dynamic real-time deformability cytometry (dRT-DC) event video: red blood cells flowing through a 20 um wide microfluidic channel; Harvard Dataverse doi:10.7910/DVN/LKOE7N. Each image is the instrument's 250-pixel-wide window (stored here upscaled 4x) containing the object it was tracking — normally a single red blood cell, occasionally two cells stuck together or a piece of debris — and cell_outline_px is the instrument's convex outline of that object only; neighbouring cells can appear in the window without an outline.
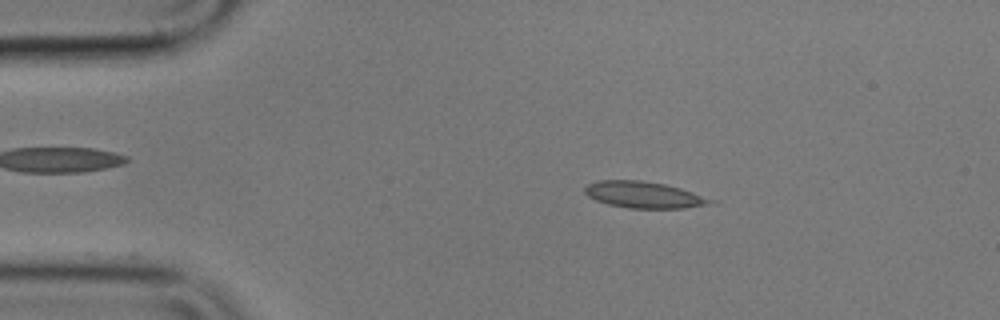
{"species": "common noctule bat (a hibernating species)", "species_latin": "Nyctalus noctula", "temperature_condition": "cold", "stored_images_in_passage": 29, "camera_frame_rate_fps": 3000, "um_per_image_px": 0.085, "animal": {"sex": "male", "body_mass_g": 17.9}, "frame": {"image": 1, "passage_image": 9, "time_ms": 2.667, "image_size_px": [1000, 320], "cell_outline_px": [[720, 200], [716, 204], [684, 208], [628, 208], [608, 204], [596, 200], [588, 196], [584, 192], [584, 188], [588, 184], [596, 180], [640, 180], [664, 184], [680, 188]], "centroid_in_image_um": [54.81, 16.56], "position_along_channel_um": 30.2, "area_um2": 19.71}}
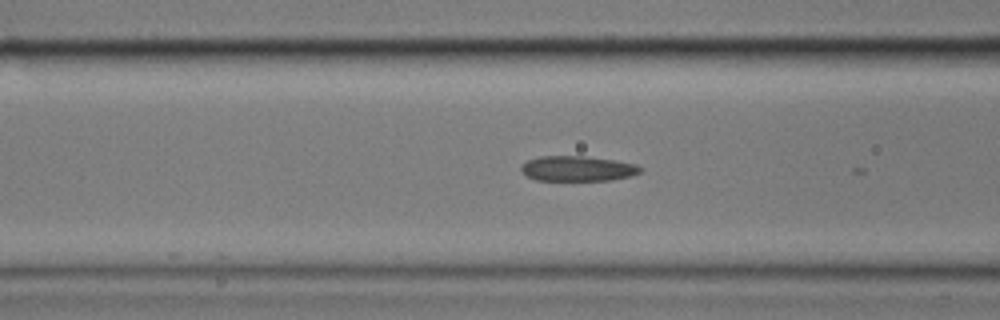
{"frame": {"image": 2, "passage_image": 20, "time_ms": 6.333, "image_size_px": [1000, 320], "cell_outline_px": [[644, 168], [640, 172], [628, 176], [612, 180], [536, 180], [520, 172], [520, 164], [528, 160], [540, 156], [584, 156], [612, 160], [636, 164]], "centroid_in_image_um": [49.05, 14.32], "position_along_channel_um": 117.5, "area_um2": 17.46}}
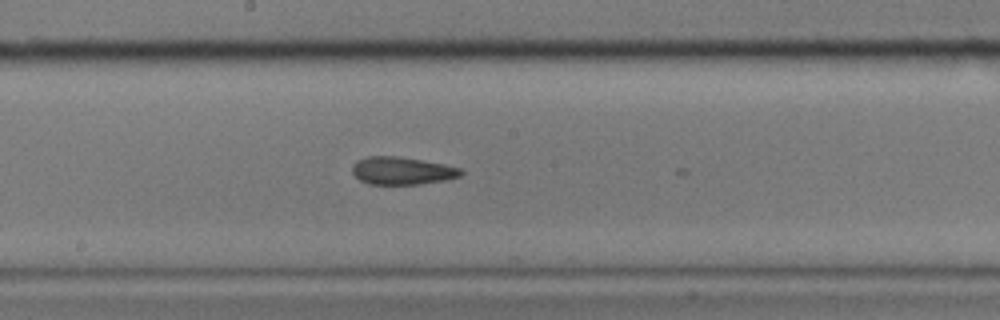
{"frame": {"image": 3, "passage_image": 28, "time_ms": 9.0, "image_size_px": [1000, 320], "cell_outline_px": [[464, 172], [460, 176], [444, 180], [420, 184], [368, 184], [360, 180], [352, 172], [352, 164], [356, 160], [368, 156], [396, 156], [444, 164], [460, 168]], "centroid_in_image_um": [34.14, 14.51], "position_along_channel_um": 214.1, "area_um2": 17.46}}